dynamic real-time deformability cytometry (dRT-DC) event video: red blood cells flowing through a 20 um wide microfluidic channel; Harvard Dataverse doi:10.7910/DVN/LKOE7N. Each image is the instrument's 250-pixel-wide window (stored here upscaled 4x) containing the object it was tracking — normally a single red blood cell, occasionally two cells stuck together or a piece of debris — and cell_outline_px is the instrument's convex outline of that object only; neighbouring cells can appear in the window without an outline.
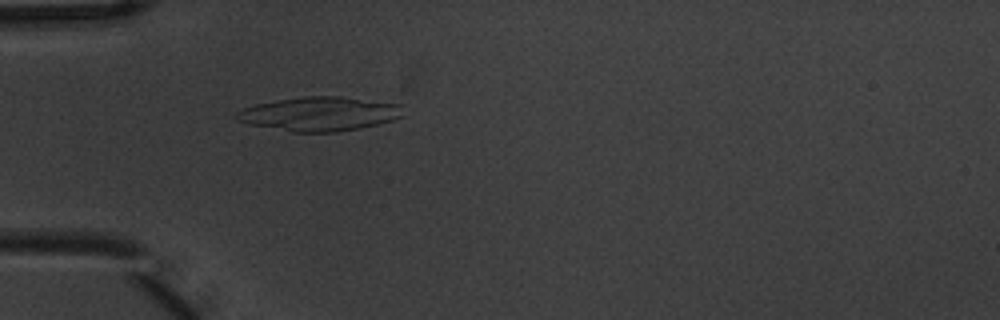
{"species": "common noctule bat (a hibernating species)", "species_latin": "Nyctalus noctula", "temperature_condition": "warm", "stored_images_in_passage": 4, "camera_frame_rate_fps": 3000, "um_per_image_px": 0.085, "animal": {"sex": "male", "body_mass_g": 20.1, "forearm_length_mm": 53.5}, "frame": {"image": 1, "passage_image": 4, "time_ms": 1.0, "image_size_px": [1000, 320], "cell_outline_px": [[404, 116], [392, 120], [360, 128], [336, 132], [292, 132], [248, 124], [236, 120], [236, 112], [244, 108], [256, 104], [276, 100], [304, 96], [340, 96], [400, 104]], "centroid_in_image_um": [27.14, 9.68], "position_along_channel_um": 57.9, "area_um2": 33.06}}